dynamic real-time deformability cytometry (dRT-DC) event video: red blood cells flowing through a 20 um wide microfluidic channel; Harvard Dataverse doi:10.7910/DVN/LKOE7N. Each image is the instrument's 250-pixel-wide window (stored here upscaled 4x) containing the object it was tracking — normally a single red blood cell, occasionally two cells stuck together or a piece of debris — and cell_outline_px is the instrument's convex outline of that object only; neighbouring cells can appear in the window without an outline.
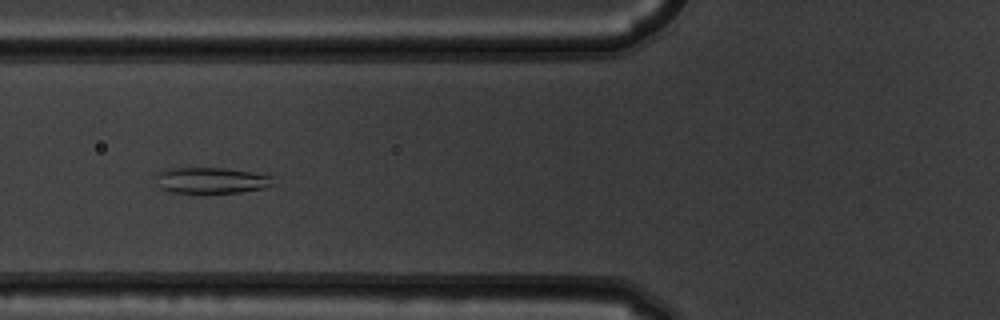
{"species": "common noctule bat (a hibernating species)", "species_latin": "Nyctalus noctula", "temperature_condition": "warm", "stored_images_in_passage": 8, "camera_frame_rate_fps": 3000, "um_per_image_px": 0.085, "animal": {"sex": "male", "body_mass_g": 19.5, "forearm_length_mm": 54.6}, "frame": {"image": 1, "passage_image": 6, "time_ms": 1.667, "image_size_px": [1000, 320], "cell_outline_px": [[276, 184], [264, 188], [240, 192], [172, 192], [160, 188], [152, 172], [164, 168], [224, 168], [252, 172], [272, 176]], "centroid_in_image_um": [17.91, 15.31], "position_along_channel_um": 107.9, "area_um2": 17.98}}